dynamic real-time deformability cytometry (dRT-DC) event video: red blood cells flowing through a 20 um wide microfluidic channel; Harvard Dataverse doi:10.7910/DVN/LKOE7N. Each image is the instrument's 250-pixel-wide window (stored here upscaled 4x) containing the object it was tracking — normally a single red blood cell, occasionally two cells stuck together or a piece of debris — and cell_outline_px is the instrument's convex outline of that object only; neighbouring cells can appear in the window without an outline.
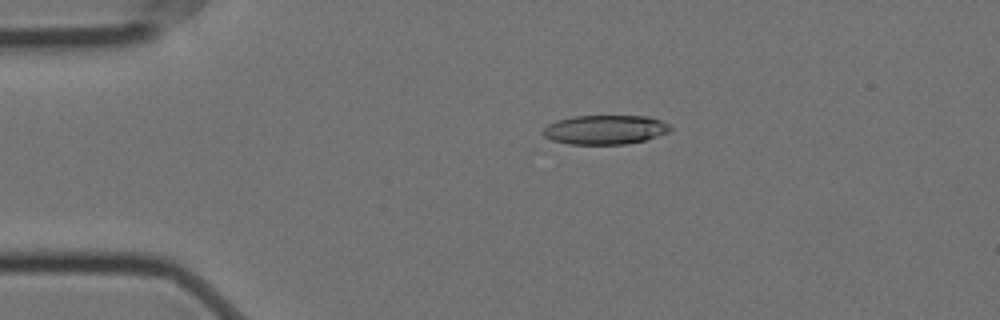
{"species": "Egyptian fruit bat (a non-hibernating species)", "species_latin": "Rousettus aegyptiacus", "temperature_condition": "cold", "stored_images_in_passage": 58, "camera_frame_rate_fps": 3000, "um_per_image_px": 0.085, "animal": {"sex": "female"}, "frame": {"image": 1, "passage_image": 12, "time_ms": 3.667, "image_size_px": [1000, 320], "cell_outline_px": [[672, 128], [668, 132], [644, 140], [624, 144], [568, 144], [552, 140], [544, 136], [540, 132], [548, 124], [556, 120], [572, 116], [648, 116], [660, 120], [668, 124]], "centroid_in_image_um": [51.38, 11.02], "position_along_channel_um": 33.6, "area_um2": 21.68}}
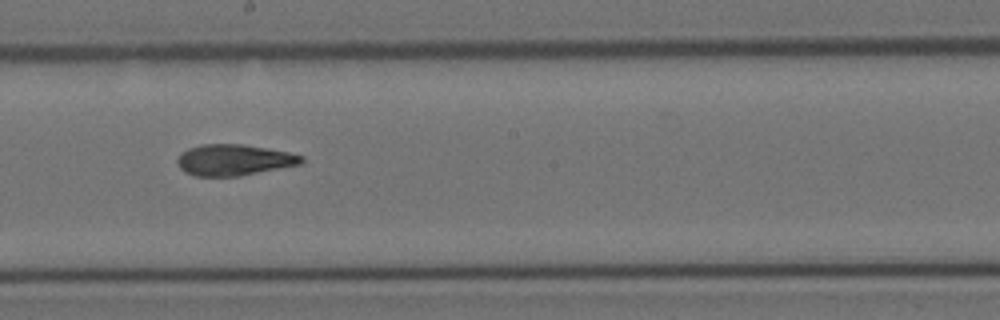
{"frame": {"image": 2, "passage_image": 32, "time_ms": 10.333, "image_size_px": [1000, 320], "cell_outline_px": [[304, 160], [300, 164], [240, 176], [196, 176], [184, 172], [180, 168], [176, 160], [180, 152], [188, 148], [200, 144], [240, 144], [288, 152], [304, 156]], "centroid_in_image_um": [19.84, 13.59], "position_along_channel_um": 228.4, "area_um2": 22.48}}
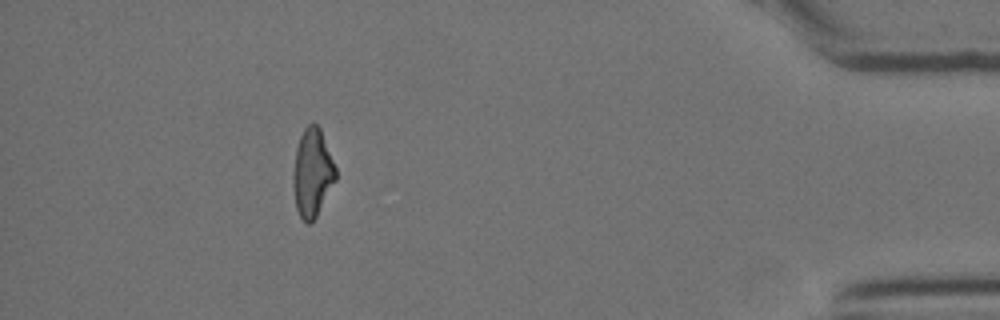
{"frame": {"image": 3, "passage_image": 52, "time_ms": 17.0, "image_size_px": [1000, 320], "cell_outline_px": [[336, 180], [316, 216], [308, 224], [300, 216], [296, 208], [292, 184], [292, 172], [296, 148], [300, 136], [304, 128], [312, 120], [320, 128], [336, 168]], "centroid_in_image_um": [26.53, 14.65], "position_along_channel_um": 408.7, "area_um2": 21.85}, "authors_computed_cell_mechanics": {"area_um2": 22.4264, "velocity_mm_per_s": 3.5383, "shape_relaxation_time_tau1_ms": 6.5211, "shape_relaxation_time_tau2_ms": 4.2372, "deformation_change_tau1": 0.2024, "deformation_change_tau2": 0.1408}}